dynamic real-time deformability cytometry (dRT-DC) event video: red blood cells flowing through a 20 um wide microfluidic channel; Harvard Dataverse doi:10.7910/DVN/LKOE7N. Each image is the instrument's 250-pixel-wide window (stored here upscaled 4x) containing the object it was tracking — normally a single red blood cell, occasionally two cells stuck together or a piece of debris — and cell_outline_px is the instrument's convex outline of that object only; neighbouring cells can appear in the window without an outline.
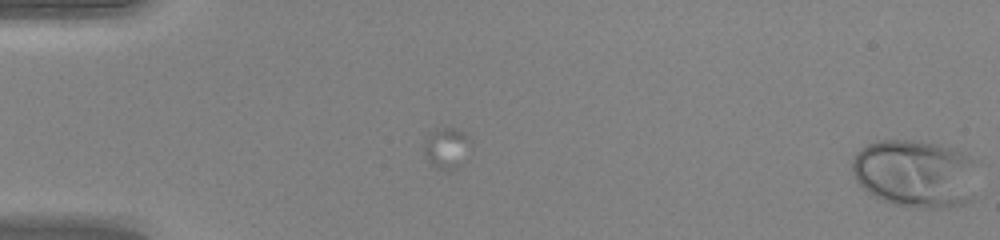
{"species": "human", "species_latin": "Homo sapiens", "temperature_condition": "warm", "stored_images_in_passage": 10, "camera_frame_rate_fps": 3000, "um_per_image_px": 0.085, "donor": {"sex": "female"}, "frame": {"image": 1, "passage_image": 10, "time_ms": 3.0, "image_size_px": [1000, 240], "cell_outline_px": [[980, 160], [972, 200], [964, 204], [948, 208], [920, 208], [892, 204], [868, 192], [856, 180], [852, 168], [852, 160], [856, 152], [868, 144], [880, 140], [912, 140], [936, 144], [956, 148]], "centroid_in_image_um": [77.9, 14.74], "position_along_channel_um": 7.1, "area_um2": 50.69}}